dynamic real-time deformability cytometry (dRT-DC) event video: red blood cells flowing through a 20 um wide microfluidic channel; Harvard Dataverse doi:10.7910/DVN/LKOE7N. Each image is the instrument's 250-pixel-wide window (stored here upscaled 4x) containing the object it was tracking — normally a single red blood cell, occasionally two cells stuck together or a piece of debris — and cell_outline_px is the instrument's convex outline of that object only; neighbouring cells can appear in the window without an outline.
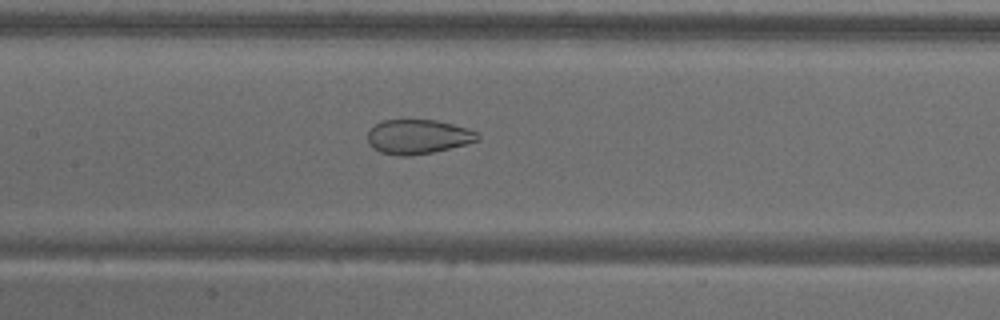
{"species": "common noctule bat (a hibernating species)", "species_latin": "Nyctalus noctula", "temperature_condition": "warm", "stored_images_in_passage": 49, "camera_frame_rate_fps": 3000, "um_per_image_px": 0.085, "animal": {"sex": "male", "body_mass_g": 18.8}, "frame": {"image": 1, "passage_image": 20, "time_ms": 6.333, "image_size_px": [1000, 320], "cell_outline_px": [[480, 136], [476, 140], [468, 144], [432, 152], [408, 156], [400, 156], [380, 152], [372, 148], [368, 144], [368, 132], [376, 124], [384, 120], [436, 120], [468, 128], [476, 132]], "centroid_in_image_um": [35.52, 11.63], "position_along_channel_um": 171.9, "area_um2": 21.96}}
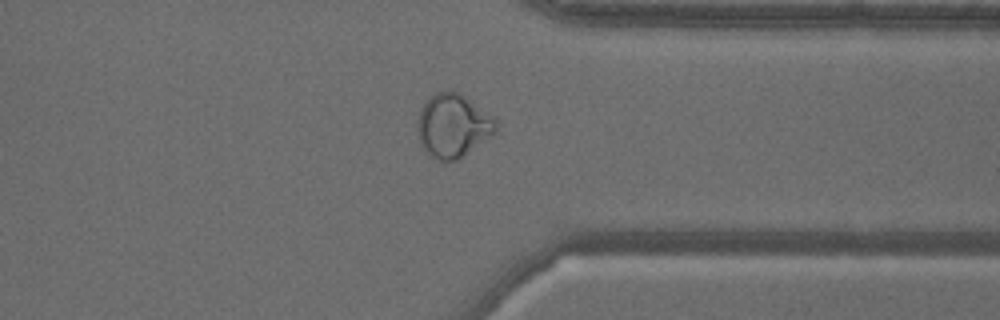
{"frame": {"image": 2, "passage_image": 37, "time_ms": 12.0, "image_size_px": [1000, 320], "cell_outline_px": [[496, 132], [456, 160], [444, 164], [428, 156], [420, 144], [416, 128], [416, 124], [420, 112], [424, 104], [436, 92], [456, 92], [464, 96], [492, 116], [496, 120]], "centroid_in_image_um": [38.45, 10.74], "position_along_channel_um": 372.9, "area_um2": 28.73}}
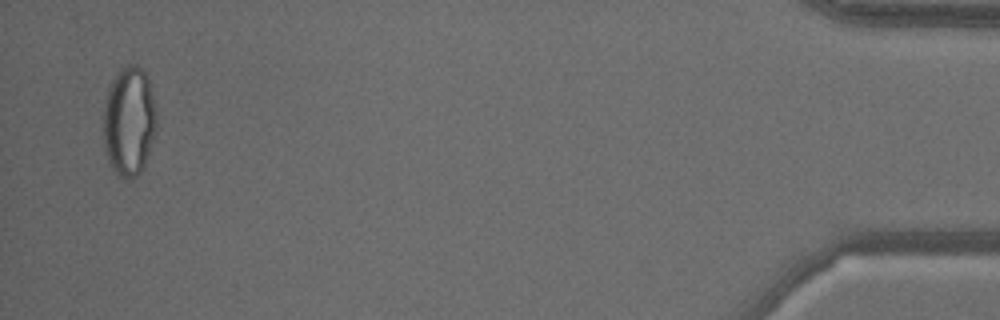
{"frame": {"image": 3, "passage_image": 48, "time_ms": 15.667, "image_size_px": [1000, 320], "cell_outline_px": [[156, 128], [144, 168], [136, 176], [128, 180], [120, 176], [112, 168], [104, 148], [104, 100], [108, 88], [116, 72], [124, 64], [136, 64], [144, 72], [148, 80], [152, 92], [156, 108]], "centroid_in_image_um": [10.97, 10.28], "position_along_channel_um": 424.2, "area_um2": 34.1}, "authors_computed_cell_mechanics": {"area_um2": 28.9, "velocity_mm_per_s": 3.5984, "shape_relaxation_time_tau1_ms": null, "shape_relaxation_time_tau2_ms": 1.1332, "deformation_change_tau1": null, "deformation_change_tau2": 0.0679}}